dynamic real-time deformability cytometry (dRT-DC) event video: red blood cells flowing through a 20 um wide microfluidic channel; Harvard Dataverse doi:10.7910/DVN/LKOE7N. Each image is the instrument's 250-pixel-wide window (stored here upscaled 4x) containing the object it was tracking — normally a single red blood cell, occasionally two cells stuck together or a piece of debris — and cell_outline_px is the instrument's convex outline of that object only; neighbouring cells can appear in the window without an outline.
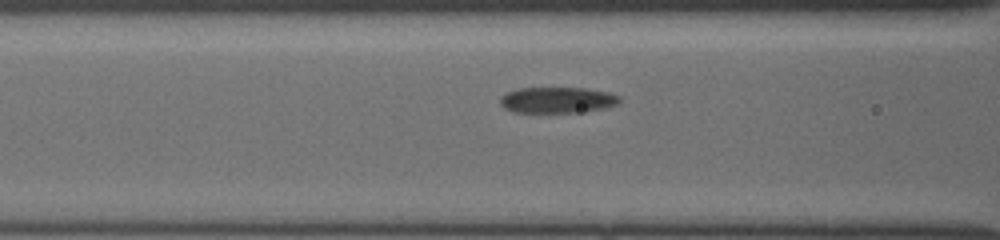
{"species": "common noctule bat (a hibernating species)", "species_latin": "Nyctalus noctula", "temperature_condition": "cold", "stored_images_in_passage": 12, "camera_frame_rate_fps": 3000, "um_per_image_px": 0.085, "animal": {"sex": "female", "body_mass_g": 19.5, "forearm_length_mm": 54.1}, "frame": {"image": 1, "passage_image": 7, "time_ms": 2.0, "image_size_px": [1000, 240], "cell_outline_px": [[620, 100], [616, 104], [600, 108], [576, 112], [512, 112], [504, 108], [500, 104], [500, 96], [516, 88], [584, 88], [604, 92], [620, 96]], "centroid_in_image_um": [47.28, 8.49], "position_along_channel_um": 119.3, "area_um2": 17.74}}
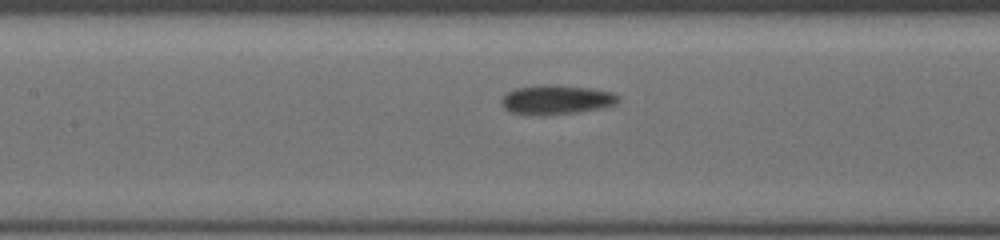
{"frame": {"image": 2, "passage_image": 10, "time_ms": 3.0, "image_size_px": [1000, 240], "cell_outline_px": [[620, 100], [616, 104], [600, 108], [580, 112], [544, 116], [540, 116], [512, 112], [504, 108], [504, 96], [508, 92], [516, 88], [536, 84], [556, 84], [588, 88], [612, 92], [620, 96]], "centroid_in_image_um": [47.33, 8.47], "position_along_channel_um": 160.1, "area_um2": 20.11}}